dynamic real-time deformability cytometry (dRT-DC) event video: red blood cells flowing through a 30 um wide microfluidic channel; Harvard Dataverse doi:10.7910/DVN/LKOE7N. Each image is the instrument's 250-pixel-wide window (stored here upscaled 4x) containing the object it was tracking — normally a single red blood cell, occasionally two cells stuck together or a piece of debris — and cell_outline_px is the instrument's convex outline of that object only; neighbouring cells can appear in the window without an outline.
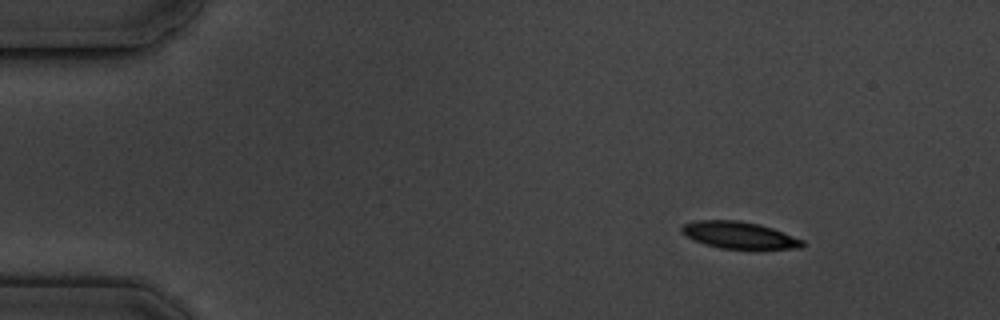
{"species": "common noctule bat (a hibernating species)", "species_latin": "Nyctalus noctula", "temperature_condition": "cold", "stored_images_in_passage": 5, "segment_of_instrument_passage": [1, 2], "camera_frame_rate_fps": 3000, "um_per_image_px": 0.085, "animal": {"sex": "male", "body_mass_g": 19.5, "forearm_length_mm": 54.6}, "frame": {"image": 1, "passage_image": 2, "time_ms": 1.333, "image_size_px": [1000, 320], "cell_outline_px": [[804, 244], [800, 248], [756, 252], [720, 248], [704, 244], [692, 240], [680, 232], [680, 228], [684, 224], [696, 220], [740, 220], [772, 228], [804, 240]], "centroid_in_image_um": [62.86, 20.04], "position_along_channel_um": 22.1, "area_um2": 19.88}}